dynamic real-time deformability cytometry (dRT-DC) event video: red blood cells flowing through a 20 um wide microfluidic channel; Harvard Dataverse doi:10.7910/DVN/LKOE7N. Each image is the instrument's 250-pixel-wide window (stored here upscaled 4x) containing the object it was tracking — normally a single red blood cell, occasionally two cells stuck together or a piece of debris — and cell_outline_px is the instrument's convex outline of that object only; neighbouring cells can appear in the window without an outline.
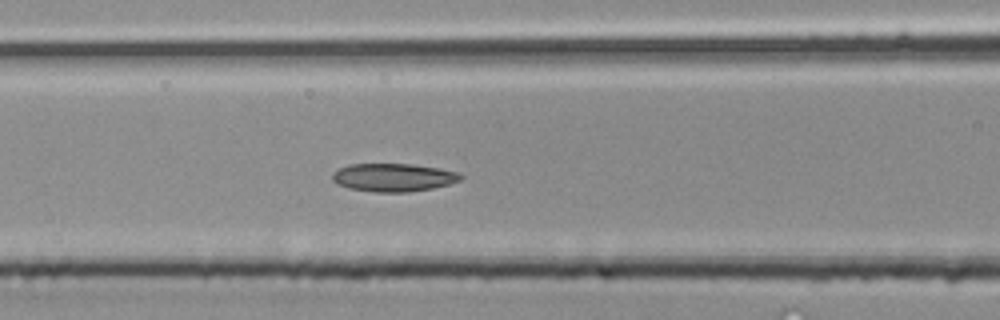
{"species": "common noctule bat (a hibernating species)", "species_latin": "Nyctalus noctula", "temperature_condition": "room temperature", "stored_images_in_passage": 30, "camera_frame_rate_fps": 3000, "um_per_image_px": 0.085, "animal": {"sex": "male", "body_mass_g": 20.4}, "frame": {"image": 1, "passage_image": 5, "time_ms": 1.333, "image_size_px": [1000, 320], "cell_outline_px": [[464, 176], [460, 180], [452, 184], [432, 188], [408, 192], [372, 192], [348, 188], [336, 184], [332, 180], [332, 172], [348, 164], [412, 164], [440, 168], [460, 172]], "centroid_in_image_um": [33.45, 15.08], "position_along_channel_um": 133.1, "area_um2": 21.33}}
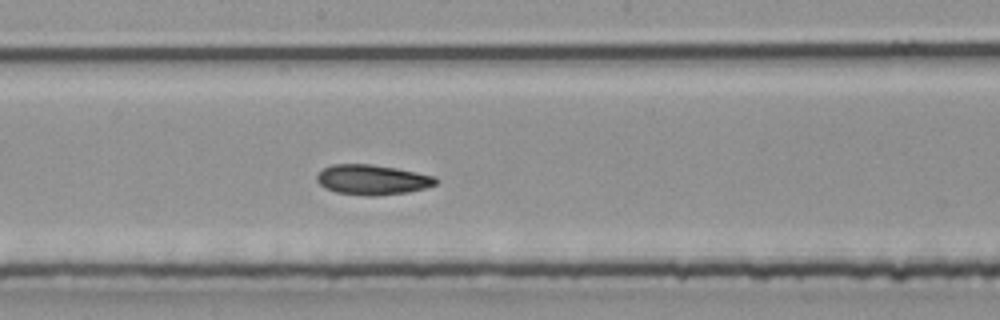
{"frame": {"image": 2, "passage_image": 10, "time_ms": 3.0, "image_size_px": [1000, 320], "cell_outline_px": [[440, 180], [436, 184], [424, 188], [408, 192], [376, 196], [368, 196], [336, 192], [324, 188], [316, 180], [316, 176], [324, 168], [332, 164], [372, 164], [396, 168], [436, 176]], "centroid_in_image_um": [31.66, 15.27], "position_along_channel_um": 216.5, "area_um2": 20.92}}
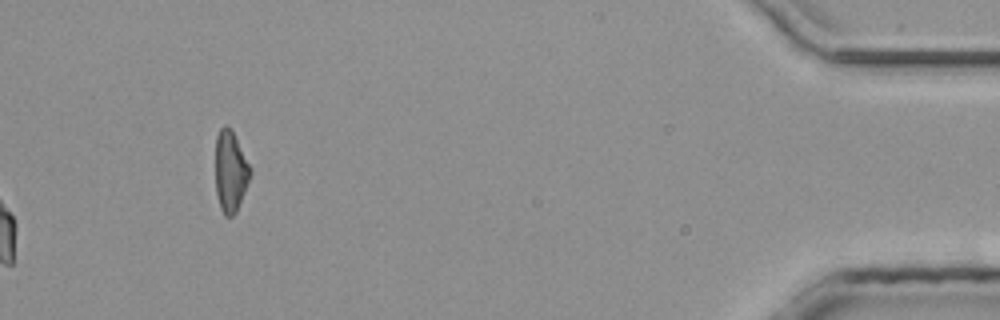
{"frame": {"image": 3, "passage_image": 30, "time_ms": 9.667, "image_size_px": [1000, 320], "cell_outline_px": [[248, 180], [244, 192], [236, 212], [232, 216], [224, 216], [220, 208], [216, 192], [216, 136], [220, 128], [224, 124], [232, 132], [248, 164]], "centroid_in_image_um": [19.53, 14.61], "position_along_channel_um": 415.7, "area_um2": 15.66}}